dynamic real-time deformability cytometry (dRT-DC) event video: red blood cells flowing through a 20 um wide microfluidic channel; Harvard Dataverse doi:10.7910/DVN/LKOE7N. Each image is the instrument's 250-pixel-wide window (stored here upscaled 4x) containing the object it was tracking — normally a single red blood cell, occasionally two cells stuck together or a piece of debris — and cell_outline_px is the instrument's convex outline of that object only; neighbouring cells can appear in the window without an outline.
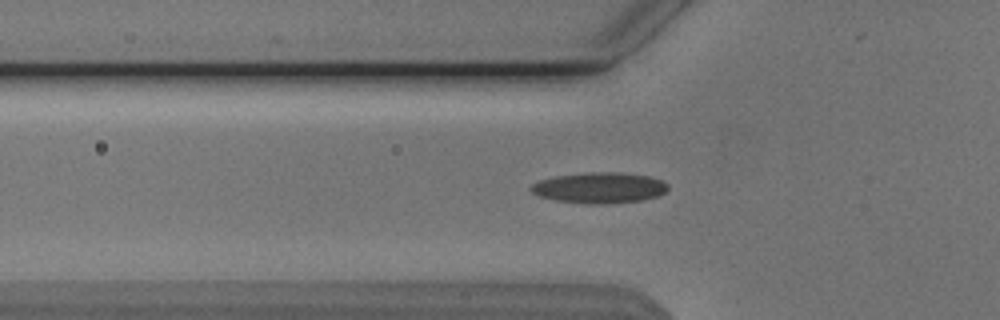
{"species": "Egyptian fruit bat (a non-hibernating species)", "species_latin": "Rousettus aegyptiacus", "temperature_condition": "cold", "stored_images_in_passage": 49, "camera_frame_rate_fps": 3000, "um_per_image_px": 0.085, "animal": {"sex": "male"}, "frame": {"image": 1, "passage_image": 18, "time_ms": 5.667, "image_size_px": [1000, 320], "cell_outline_px": [[668, 188], [660, 196], [640, 200], [608, 204], [584, 204], [556, 200], [536, 196], [528, 188], [532, 184], [540, 180], [556, 176], [588, 172], [620, 172], [648, 176], [660, 180], [668, 184]], "centroid_in_image_um": [50.93, 15.97], "position_along_channel_um": 74.9, "area_um2": 24.74}}
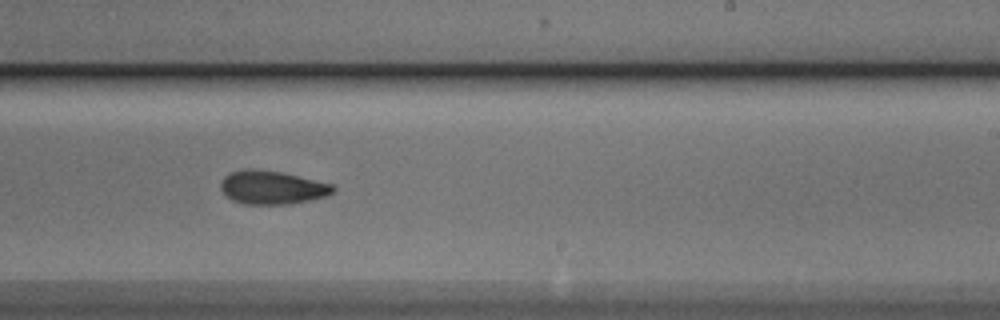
{"frame": {"image": 2, "passage_image": 33, "time_ms": 10.667, "image_size_px": [1000, 320], "cell_outline_px": [[336, 188], [328, 196], [288, 204], [244, 204], [232, 200], [220, 188], [220, 184], [224, 176], [232, 172], [244, 168], [256, 168], [280, 172], [332, 184]], "centroid_in_image_um": [23.11, 15.93], "position_along_channel_um": 265.9, "area_um2": 21.79}}
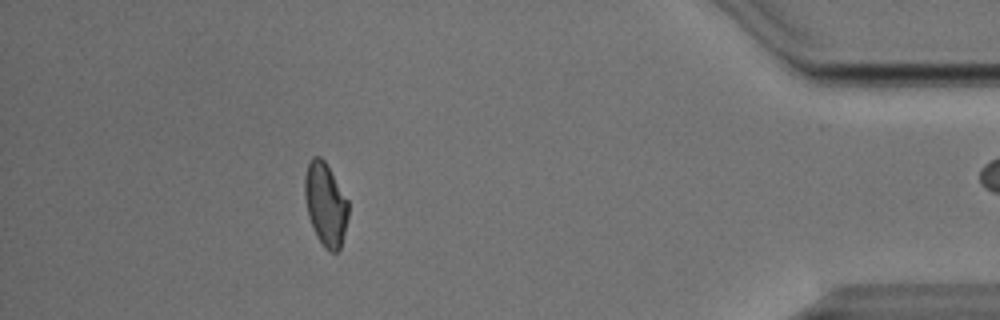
{"frame": {"image": 3, "passage_image": 48, "time_ms": 15.667, "image_size_px": [1000, 320], "cell_outline_px": [[348, 216], [340, 248], [336, 252], [328, 252], [324, 248], [316, 236], [308, 216], [304, 196], [304, 176], [308, 164], [312, 156], [320, 156], [324, 160], [348, 200]], "centroid_in_image_um": [27.65, 17.37], "position_along_channel_um": 407.6, "area_um2": 21.1}}